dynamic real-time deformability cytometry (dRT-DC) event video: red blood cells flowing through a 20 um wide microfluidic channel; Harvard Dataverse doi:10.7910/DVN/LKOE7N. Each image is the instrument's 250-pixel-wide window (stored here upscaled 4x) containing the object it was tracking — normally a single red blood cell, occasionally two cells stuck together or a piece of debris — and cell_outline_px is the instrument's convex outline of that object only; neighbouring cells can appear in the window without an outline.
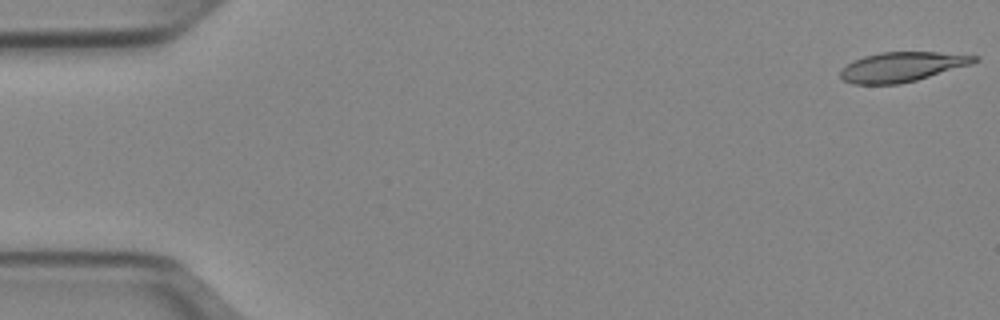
{"species": "Egyptian fruit bat (a non-hibernating species)", "species_latin": "Rousettus aegyptiacus", "temperature_condition": "cold", "stored_images_in_passage": 51, "camera_frame_rate_fps": 3000, "um_per_image_px": 0.085, "animal": {"sex": "female"}, "frame": {"image": 1, "passage_image": 1, "time_ms": 0.0, "image_size_px": [1000, 320], "cell_outline_px": [[980, 60], [972, 64], [916, 80], [900, 84], [852, 84], [840, 80], [840, 68], [852, 60], [864, 56], [880, 52], [936, 52], [980, 56]], "centroid_in_image_um": [76.63, 5.68], "position_along_channel_um": 8.4, "area_um2": 23.41}}
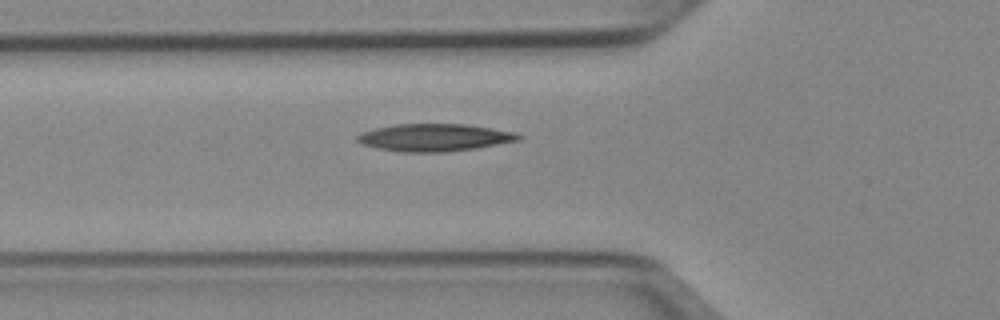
{"frame": {"image": 2, "passage_image": 18, "time_ms": 5.667, "image_size_px": [1000, 320], "cell_outline_px": [[524, 136], [520, 140], [476, 148], [444, 152], [400, 152], [376, 148], [360, 144], [356, 140], [356, 136], [360, 132], [376, 128], [396, 124], [464, 124], [516, 132]], "centroid_in_image_um": [36.9, 11.69], "position_along_channel_um": 88.9, "area_um2": 25.89}}
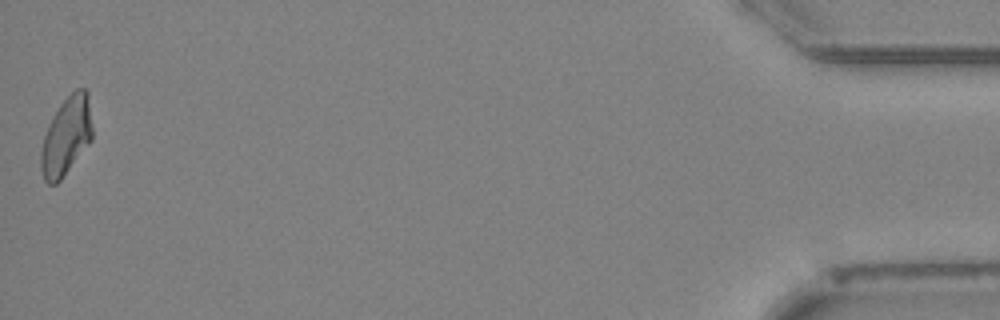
{"frame": {"image": 3, "passage_image": 51, "time_ms": 16.667, "image_size_px": [1000, 320], "cell_outline_px": [[92, 140], [60, 180], [56, 184], [48, 184], [44, 180], [40, 168], [40, 152], [44, 136], [48, 124], [52, 116], [60, 104], [76, 88], [84, 88], [88, 92], [92, 128]], "centroid_in_image_um": [5.62, 11.57], "position_along_channel_um": 429.6, "area_um2": 23.47}, "authors_computed_cell_mechanics": {"area_um2": 23.8714, "velocity_mm_per_s": 3.9476, "shape_relaxation_time_tau1_ms": 6.3627, "shape_relaxation_time_tau2_ms": 4.402, "deformation_change_tau1": 0.2074, "deformation_change_tau2": 0.1394}}